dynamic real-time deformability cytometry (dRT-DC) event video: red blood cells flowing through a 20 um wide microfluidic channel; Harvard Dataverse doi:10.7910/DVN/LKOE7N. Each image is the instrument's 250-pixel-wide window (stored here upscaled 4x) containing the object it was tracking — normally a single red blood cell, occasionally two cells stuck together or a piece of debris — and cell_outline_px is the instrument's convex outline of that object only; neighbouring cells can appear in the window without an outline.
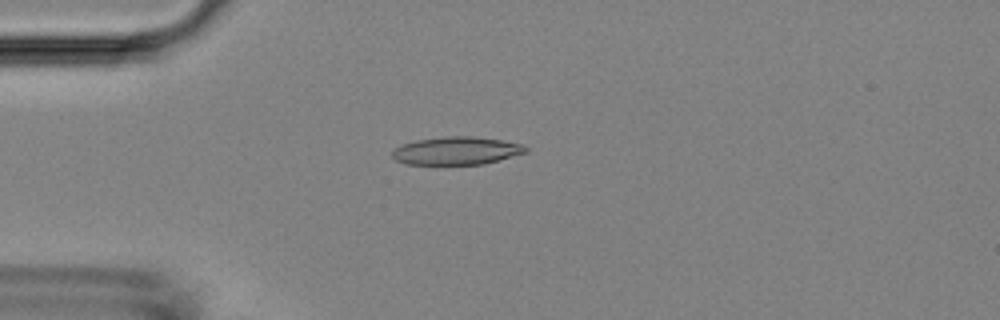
{"species": "Egyptian fruit bat (a non-hibernating species)", "species_latin": "Rousettus aegyptiacus", "temperature_condition": "room temperature", "stored_images_in_passage": 41, "camera_frame_rate_fps": 3000, "um_per_image_px": 0.085, "animal": {"sex": "female"}, "frame": {"image": 1, "passage_image": 2, "time_ms": 0.333, "image_size_px": [1000, 320], "cell_outline_px": [[528, 152], [484, 164], [404, 164], [396, 160], [392, 156], [392, 152], [396, 148], [404, 144], [416, 140], [448, 136], [472, 136], [504, 140], [520, 144], [528, 148]], "centroid_in_image_um": [38.83, 12.81], "position_along_channel_um": 46.2, "area_um2": 21.62}}
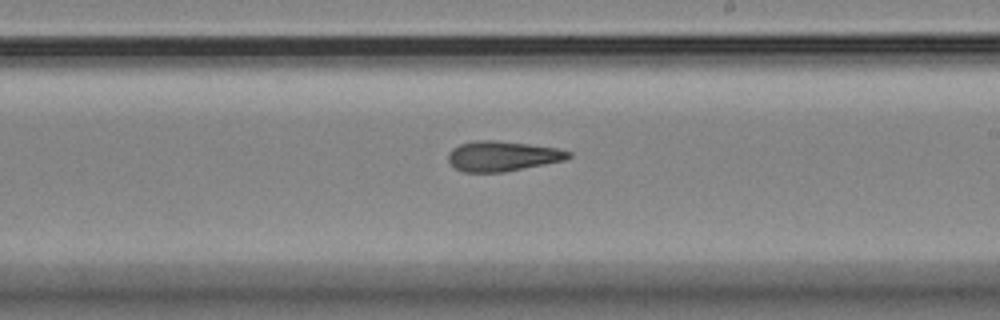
{"frame": {"image": 2, "passage_image": 19, "time_ms": 6.0, "image_size_px": [1000, 320], "cell_outline_px": [[572, 156], [564, 160], [504, 172], [464, 172], [456, 168], [448, 160], [448, 152], [452, 148], [460, 144], [476, 140], [496, 140], [528, 144], [556, 148], [572, 152]], "centroid_in_image_um": [42.69, 13.26], "position_along_channel_um": 246.3, "area_um2": 20.98}}
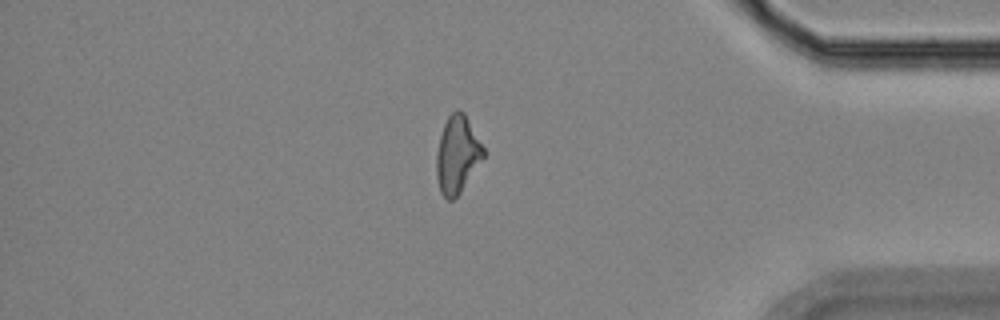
{"frame": {"image": 3, "passage_image": 33, "time_ms": 10.667, "image_size_px": [1000, 320], "cell_outline_px": [[484, 156], [460, 192], [452, 200], [448, 200], [440, 192], [436, 176], [436, 156], [440, 136], [444, 124], [448, 116], [456, 108], [460, 108], [464, 112], [484, 148]], "centroid_in_image_um": [38.85, 13.11], "position_along_channel_um": 396.4, "area_um2": 20.92}, "authors_computed_cell_mechanics": {"area_um2": 21.3282, "velocity_mm_per_s": 3.8072, "shape_relaxation_time_tau1_ms": 6.3718, "shape_relaxation_time_tau2_ms": 3.7426, "deformation_change_tau1": 0.1815, "deformation_change_tau2": 0.14}}